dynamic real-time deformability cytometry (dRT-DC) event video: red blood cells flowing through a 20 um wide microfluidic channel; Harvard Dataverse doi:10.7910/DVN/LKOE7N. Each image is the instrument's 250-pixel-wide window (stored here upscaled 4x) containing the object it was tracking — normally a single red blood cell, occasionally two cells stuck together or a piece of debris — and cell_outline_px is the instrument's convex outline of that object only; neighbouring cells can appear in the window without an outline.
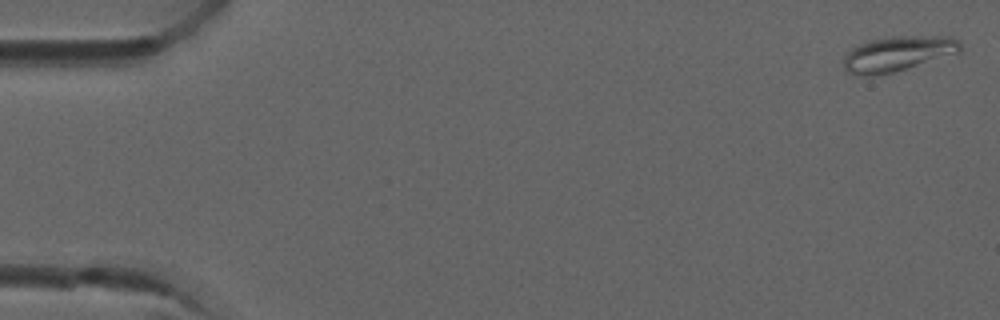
{"species": "common noctule bat (a hibernating species)", "species_latin": "Nyctalus noctula", "temperature_condition": "room temperature", "stored_images_in_passage": 5, "camera_frame_rate_fps": 3000, "um_per_image_px": 0.085, "animal": {"sex": "male", "forearm_length_mm": 52.5}, "frame": {"image": 1, "passage_image": 1, "time_ms": 0.0, "image_size_px": [1000, 320], "cell_outline_px": [[960, 52], [892, 72], [872, 76], [864, 76], [848, 72], [844, 68], [844, 56], [852, 48], [868, 40], [892, 36], [952, 36], [960, 40]], "centroid_in_image_um": [76.3, 4.54], "position_along_channel_um": 8.7, "area_um2": 23.64}}